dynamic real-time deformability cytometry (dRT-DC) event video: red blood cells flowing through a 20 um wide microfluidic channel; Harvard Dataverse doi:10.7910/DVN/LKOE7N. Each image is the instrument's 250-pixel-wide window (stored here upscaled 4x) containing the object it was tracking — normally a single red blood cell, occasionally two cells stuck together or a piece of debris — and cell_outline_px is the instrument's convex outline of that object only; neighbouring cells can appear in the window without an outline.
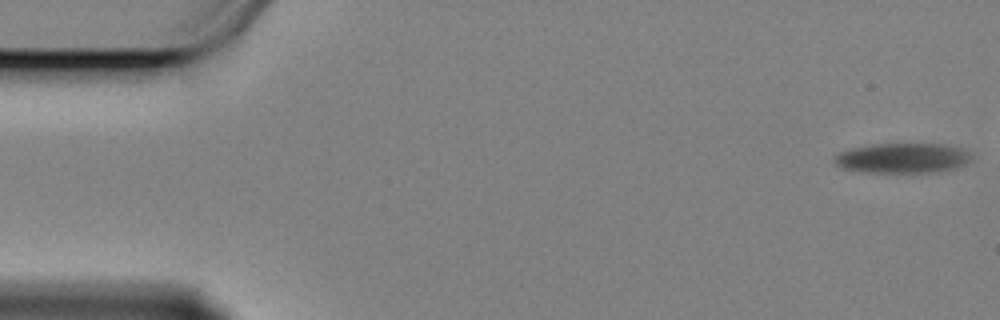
{"species": "Egyptian fruit bat (a non-hibernating species)", "species_latin": "Rousettus aegyptiacus", "temperature_condition": "cold", "stored_images_in_passage": 33, "camera_frame_rate_fps": 3000, "um_per_image_px": 0.085, "animal": {"sex": "female"}, "frame": {"image": 1, "passage_image": 1, "time_ms": 0.0, "image_size_px": [1000, 320], "cell_outline_px": [[972, 160], [956, 168], [932, 172], [868, 172], [844, 168], [836, 164], [836, 156], [840, 152], [848, 148], [872, 144], [944, 144], [960, 148], [972, 152]], "centroid_in_image_um": [76.77, 13.42], "position_along_channel_um": 8.2, "area_um2": 23.81}}
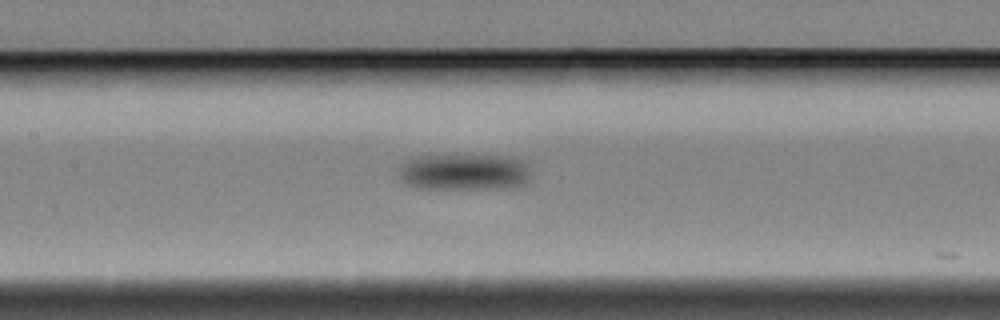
{"frame": {"image": 2, "passage_image": 27, "time_ms": 8.667, "image_size_px": [1000, 320], "cell_outline_px": [[532, 180], [524, 184], [504, 188], [420, 188], [408, 184], [400, 180], [400, 164], [404, 160], [416, 156], [452, 152], [512, 156], [528, 160]], "centroid_in_image_um": [39.52, 14.54], "position_along_channel_um": 167.9, "area_um2": 29.77}}
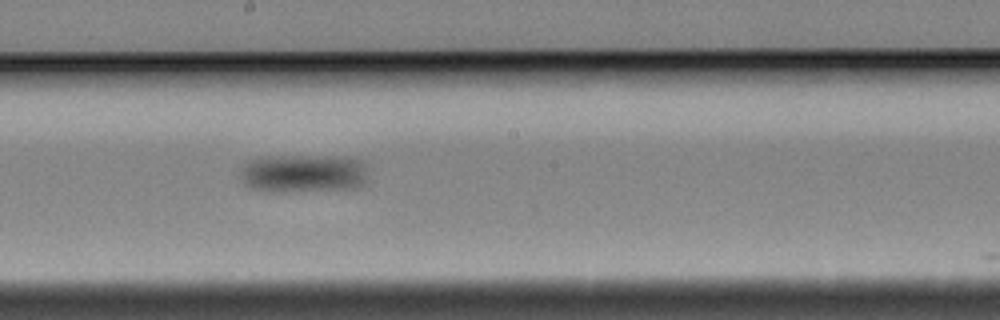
{"frame": {"image": 3, "passage_image": 32, "time_ms": 10.333, "image_size_px": [1000, 320], "cell_outline_px": [[368, 180], [360, 188], [280, 192], [268, 192], [252, 188], [244, 184], [240, 176], [244, 164], [248, 160], [272, 156], [308, 156], [364, 160], [368, 164]], "centroid_in_image_um": [25.83, 14.76], "position_along_channel_um": 222.4, "area_um2": 28.84}}